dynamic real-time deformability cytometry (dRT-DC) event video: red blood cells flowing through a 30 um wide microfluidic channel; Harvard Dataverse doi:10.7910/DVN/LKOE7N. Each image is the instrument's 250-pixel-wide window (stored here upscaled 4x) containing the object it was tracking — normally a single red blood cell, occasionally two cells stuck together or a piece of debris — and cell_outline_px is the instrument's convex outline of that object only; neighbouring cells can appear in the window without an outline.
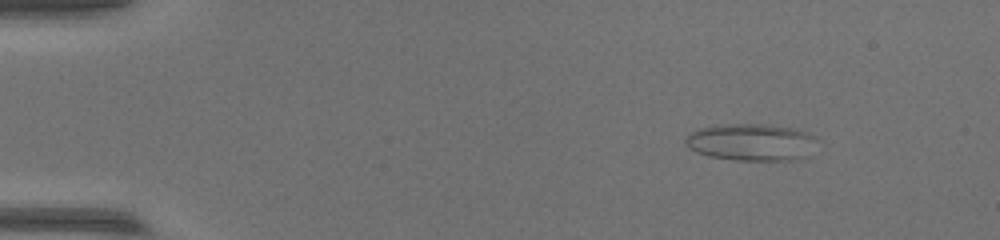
{"species": "common noctule bat (a hibernating species)", "species_latin": "Nyctalus noctula", "temperature_condition": "warm", "stored_images_in_passage": 48, "camera_frame_rate_fps": 3000, "um_per_image_px": 0.085, "animal": {"sex": "female", "body_mass_g": 17.0, "forearm_length_mm": 48.0}, "frame": {"image": 1, "passage_image": 2, "time_ms": 0.333, "image_size_px": [1000, 240], "cell_outline_px": [[816, 140], [812, 156], [796, 160], [736, 160], [708, 156], [696, 152], [688, 148], [684, 144], [684, 140], [692, 132], [700, 128], [728, 124], [768, 124], [792, 128], [808, 132]], "centroid_in_image_um": [63.9, 12.1], "position_along_channel_um": 21.1, "area_um2": 28.67}}
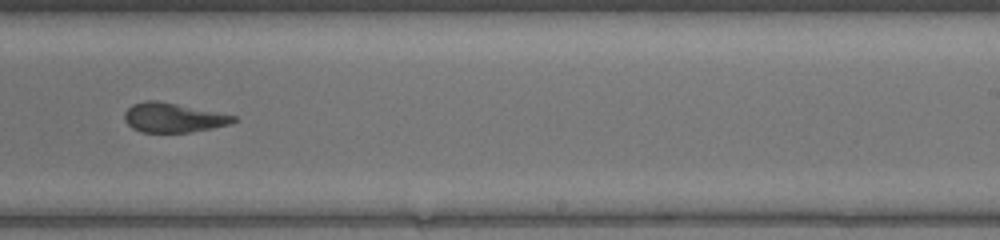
{"frame": {"image": 2, "passage_image": 29, "time_ms": 9.333, "image_size_px": [1000, 240], "cell_outline_px": [[240, 120], [228, 124], [212, 128], [188, 132], [140, 132], [132, 128], [124, 120], [124, 112], [132, 104], [144, 100], [156, 100], [236, 116]], "centroid_in_image_um": [14.68, 10.0], "position_along_channel_um": 274.3, "area_um2": 18.55}}
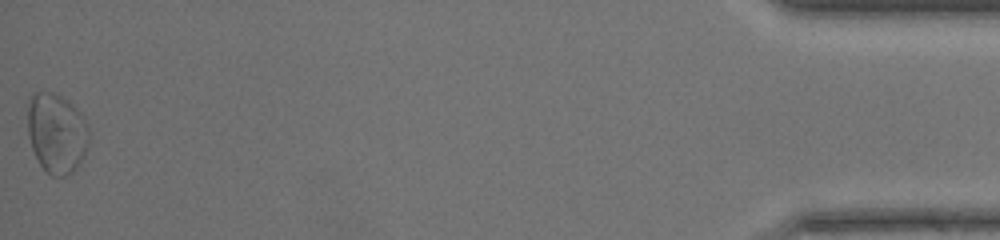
{"frame": {"image": 3, "passage_image": 48, "time_ms": 15.667, "image_size_px": [1000, 240], "cell_outline_px": [[88, 148], [84, 156], [76, 168], [72, 172], [64, 176], [52, 176], [40, 164], [32, 148], [28, 136], [28, 104], [32, 96], [36, 92], [52, 92], [68, 100], [84, 116], [88, 124]], "centroid_in_image_um": [4.83, 11.31], "position_along_channel_um": 430.4, "area_um2": 28.55}}